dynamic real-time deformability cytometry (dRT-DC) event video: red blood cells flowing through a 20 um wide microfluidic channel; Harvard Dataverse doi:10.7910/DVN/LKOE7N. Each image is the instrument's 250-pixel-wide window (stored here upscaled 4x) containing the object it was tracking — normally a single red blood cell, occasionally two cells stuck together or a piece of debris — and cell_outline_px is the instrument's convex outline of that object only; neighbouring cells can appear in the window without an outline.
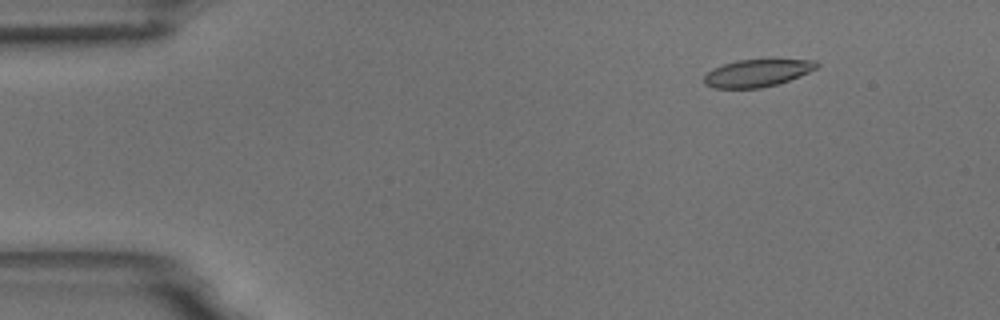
{"species": "common noctule bat (a hibernating species)", "species_latin": "Nyctalus noctula", "temperature_condition": "room temperature", "stored_images_in_passage": 4, "camera_frame_rate_fps": 3000, "um_per_image_px": 0.085, "animal": {"sex": "male", "body_mass_g": 18.8}, "frame": {"image": 1, "passage_image": 2, "time_ms": 1.333, "image_size_px": [1000, 320], "cell_outline_px": [[820, 64], [816, 68], [800, 76], [776, 84], [760, 88], [712, 88], [704, 84], [704, 76], [712, 68], [736, 60], [816, 60]], "centroid_in_image_um": [64.33, 6.21], "position_along_channel_um": 20.7, "area_um2": 17.8}}